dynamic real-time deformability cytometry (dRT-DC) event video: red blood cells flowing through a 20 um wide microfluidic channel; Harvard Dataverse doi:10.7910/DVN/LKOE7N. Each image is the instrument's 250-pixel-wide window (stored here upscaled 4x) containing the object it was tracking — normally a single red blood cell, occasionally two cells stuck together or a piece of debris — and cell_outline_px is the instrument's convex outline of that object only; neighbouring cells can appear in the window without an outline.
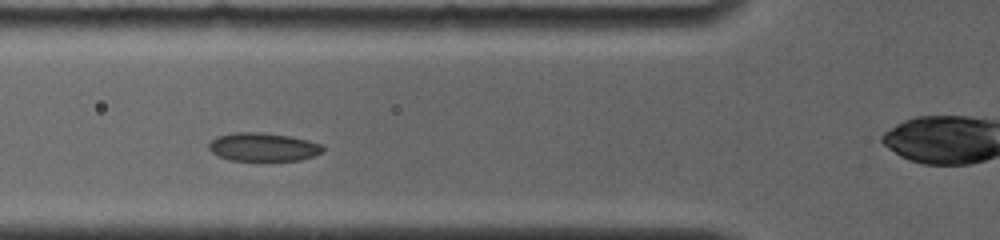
{"species": "common noctule bat (a hibernating species)", "species_latin": "Nyctalus noctula", "temperature_condition": "room temperature", "stored_images_in_passage": 6, "camera_frame_rate_fps": 4000, "um_per_image_px": 0.085, "animal": {"sex": "female", "body_mass_g": 19.0, "forearm_length_mm": 56.7}, "frame": {"image": 1, "passage_image": 5, "time_ms": 3.25, "image_size_px": [1000, 240], "cell_outline_px": [[324, 152], [316, 156], [300, 160], [228, 160], [216, 156], [208, 148], [208, 144], [216, 136], [232, 132], [260, 132], [288, 136], [308, 140], [320, 144], [324, 148]], "centroid_in_image_um": [22.35, 12.5], "position_along_channel_um": 103.5, "area_um2": 19.02}}